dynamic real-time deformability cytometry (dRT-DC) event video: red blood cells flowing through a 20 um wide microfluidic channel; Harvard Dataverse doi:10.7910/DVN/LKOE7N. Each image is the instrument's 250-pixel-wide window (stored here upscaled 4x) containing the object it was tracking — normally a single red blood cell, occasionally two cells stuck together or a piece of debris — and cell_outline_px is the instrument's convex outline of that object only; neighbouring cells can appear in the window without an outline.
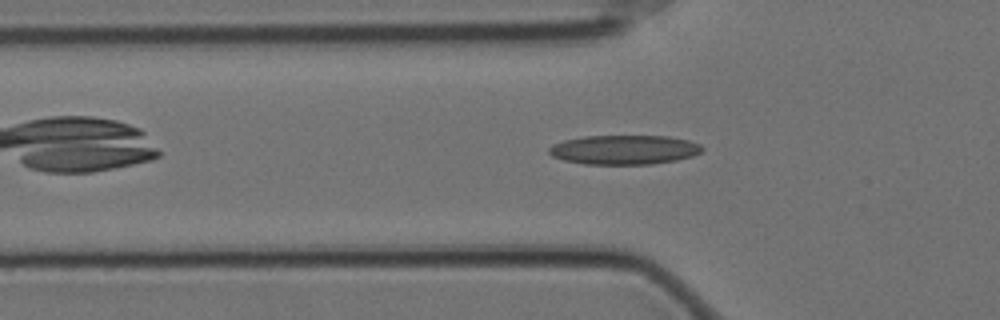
{"species": "Egyptian fruit bat (a non-hibernating species)", "species_latin": "Rousettus aegyptiacus", "temperature_condition": "cold", "stored_images_in_passage": 45, "camera_frame_rate_fps": 3000, "um_per_image_px": 0.085, "animal": {"sex": "female"}, "frame": {"image": 1, "passage_image": 8, "time_ms": 2.333, "image_size_px": [1000, 320], "cell_outline_px": [[704, 148], [700, 152], [692, 156], [676, 160], [652, 164], [584, 164], [564, 160], [552, 156], [548, 152], [548, 148], [552, 144], [564, 140], [584, 136], [668, 136], [688, 140], [700, 144]], "centroid_in_image_um": [53.04, 12.72], "position_along_channel_um": 72.8, "area_um2": 26.24}}
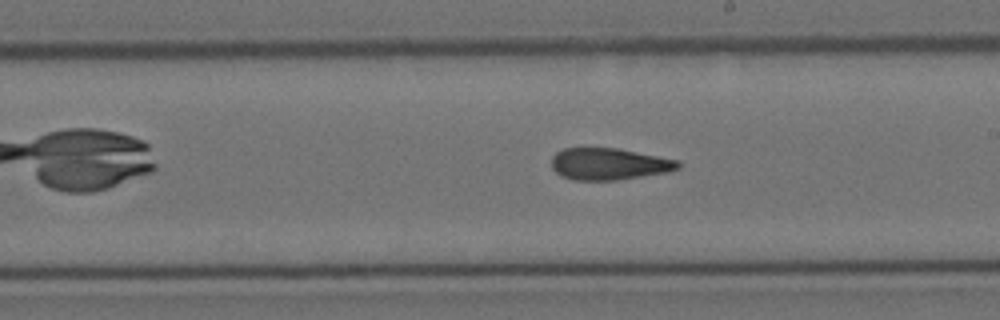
{"frame": {"image": 2, "passage_image": 22, "time_ms": 7.0, "image_size_px": [1000, 320], "cell_outline_px": [[680, 168], [668, 172], [616, 180], [572, 180], [560, 176], [552, 168], [552, 156], [556, 152], [564, 148], [620, 148], [680, 160]], "centroid_in_image_um": [51.78, 13.93], "position_along_channel_um": 237.2, "area_um2": 23.7}}
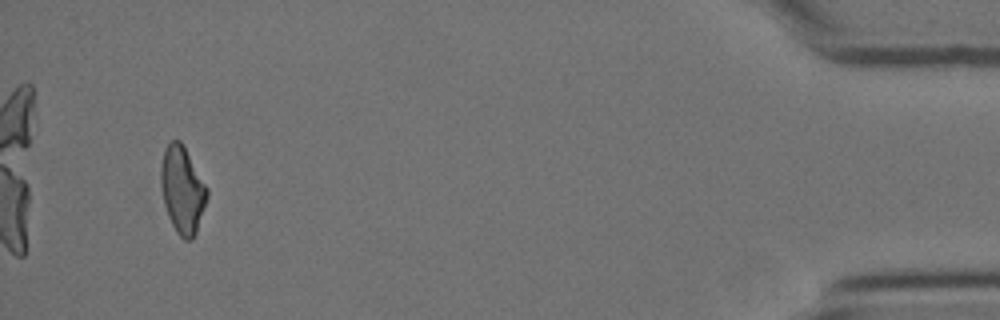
{"frame": {"image": 3, "passage_image": 44, "time_ms": 14.333, "image_size_px": [1000, 320], "cell_outline_px": [[208, 196], [196, 232], [192, 240], [184, 240], [176, 232], [168, 216], [164, 204], [160, 184], [160, 164], [164, 148], [172, 140], [180, 140], [208, 188]], "centroid_in_image_um": [15.48, 16.14], "position_along_channel_um": 419.7, "area_um2": 23.41}}